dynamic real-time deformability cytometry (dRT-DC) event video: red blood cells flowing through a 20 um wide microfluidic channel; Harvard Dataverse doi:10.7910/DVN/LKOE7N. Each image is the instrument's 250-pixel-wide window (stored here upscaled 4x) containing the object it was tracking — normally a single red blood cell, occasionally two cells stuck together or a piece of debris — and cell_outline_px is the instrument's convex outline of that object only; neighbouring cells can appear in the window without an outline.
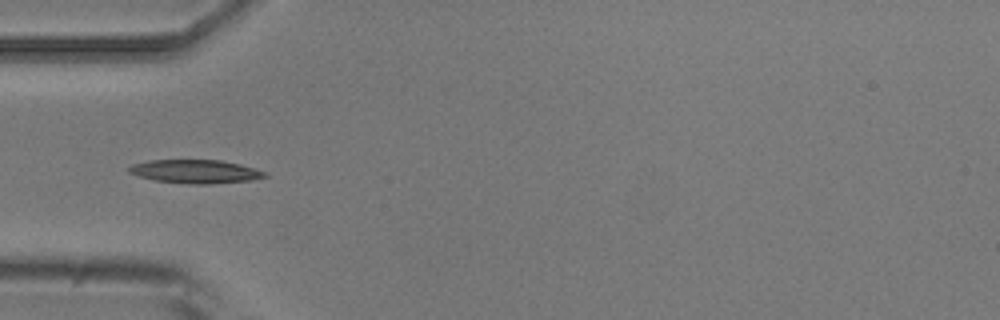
{"species": "common noctule bat (a hibernating species)", "species_latin": "Nyctalus noctula", "temperature_condition": "room temperature", "stored_images_in_passage": 7, "camera_frame_rate_fps": 3000, "um_per_image_px": 0.085, "animal": {"sex": "male", "body_mass_g": 20.5, "forearm_length_mm": 52.5}, "frame": {"image": 1, "passage_image": 5, "time_ms": 4.667, "image_size_px": [1000, 320], "cell_outline_px": [[268, 176], [252, 180], [208, 184], [192, 184], [156, 180], [140, 176], [128, 172], [128, 168], [132, 164], [148, 160], [220, 160], [240, 164], [268, 172]], "centroid_in_image_um": [16.64, 14.57], "position_along_channel_um": 68.4, "area_um2": 18.55}}
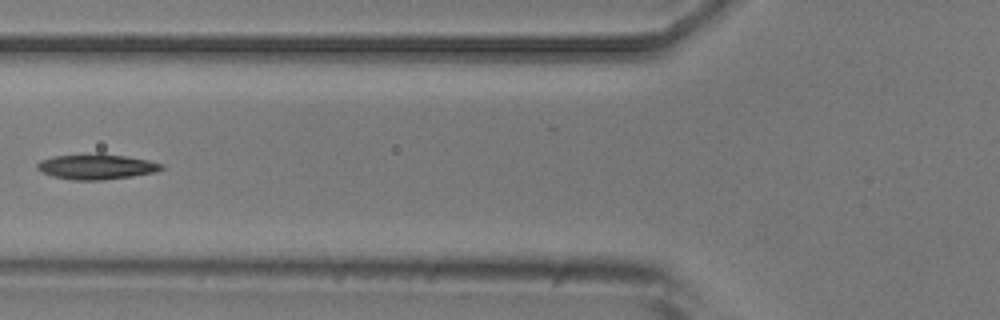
{"frame": {"image": 2, "passage_image": 6, "time_ms": 6.0, "image_size_px": [1000, 320], "cell_outline_px": [[164, 168], [156, 172], [132, 176], [100, 180], [72, 180], [52, 176], [36, 168], [36, 164], [40, 160], [52, 156], [100, 152], [148, 160], [164, 164]], "centroid_in_image_um": [8.19, 14.15], "position_along_channel_um": 117.6, "area_um2": 18.55}}
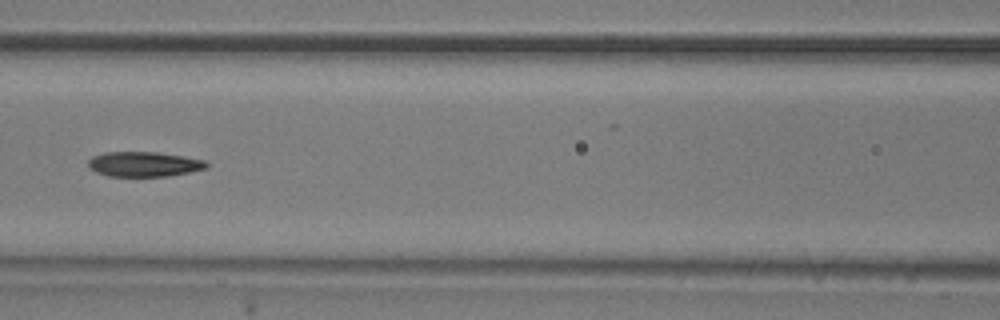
{"frame": {"image": 3, "passage_image": 7, "time_ms": 7.0, "image_size_px": [1000, 320], "cell_outline_px": [[208, 168], [168, 176], [108, 176], [96, 172], [88, 168], [88, 160], [92, 156], [104, 152], [156, 152], [184, 156], [204, 160], [208, 164]], "centroid_in_image_um": [12.21, 13.95], "position_along_channel_um": 154.4, "area_um2": 17.22}}